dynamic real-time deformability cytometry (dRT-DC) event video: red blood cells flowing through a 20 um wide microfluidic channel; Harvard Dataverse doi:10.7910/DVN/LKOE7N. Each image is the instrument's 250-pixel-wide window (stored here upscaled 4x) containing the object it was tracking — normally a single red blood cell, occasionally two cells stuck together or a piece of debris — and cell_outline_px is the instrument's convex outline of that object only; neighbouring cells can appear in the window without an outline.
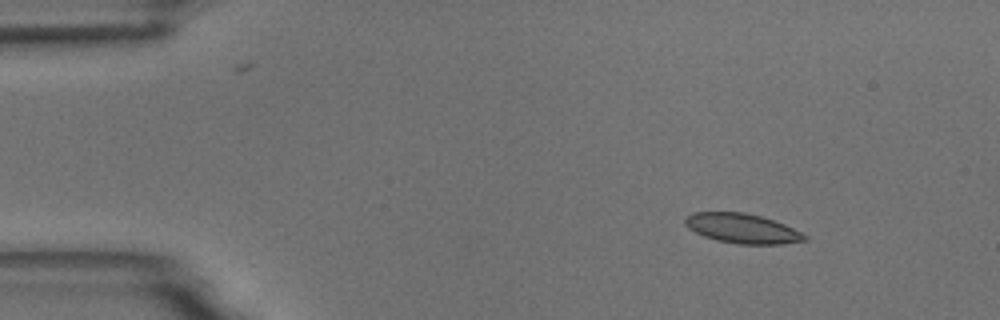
{"species": "common noctule bat (a hibernating species)", "species_latin": "Nyctalus noctula", "temperature_condition": "room temperature", "stored_images_in_passage": 5, "camera_frame_rate_fps": 3000, "um_per_image_px": 0.085, "animal": {"sex": "male", "body_mass_g": 18.8}, "frame": {"image": 1, "passage_image": 1, "time_ms": 0.0, "image_size_px": [1000, 320], "cell_outline_px": [[808, 240], [780, 244], [740, 244], [716, 240], [704, 236], [688, 228], [684, 224], [684, 220], [692, 212], [744, 212], [760, 216], [784, 224], [808, 236]], "centroid_in_image_um": [63.08, 19.42], "position_along_channel_um": 21.9, "area_um2": 20.52}}
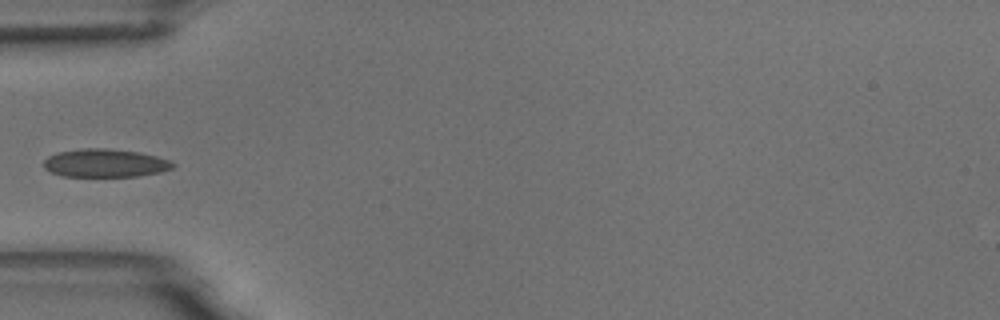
{"frame": {"image": 2, "passage_image": 4, "time_ms": 3.667, "image_size_px": [1000, 320], "cell_outline_px": [[176, 164], [172, 168], [160, 172], [136, 176], [60, 176], [44, 168], [44, 160], [48, 156], [60, 152], [80, 148], [104, 148], [136, 152], [156, 156], [172, 160]], "centroid_in_image_um": [8.94, 13.86], "position_along_channel_um": 76.1, "area_um2": 21.1}}